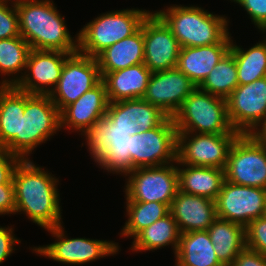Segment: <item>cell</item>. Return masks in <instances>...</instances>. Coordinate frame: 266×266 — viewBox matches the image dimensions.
<instances>
[{"label": "cell", "instance_id": "f1b7e54d", "mask_svg": "<svg viewBox=\"0 0 266 266\" xmlns=\"http://www.w3.org/2000/svg\"><path fill=\"white\" fill-rule=\"evenodd\" d=\"M31 48L28 42L22 37L1 39L0 40V73L1 75H12L0 82V86H15L24 76L21 71L26 69L27 58ZM18 73V75H17ZM21 73V77L19 75ZM14 74V76H13ZM15 74L19 77H15Z\"/></svg>", "mask_w": 266, "mask_h": 266}, {"label": "cell", "instance_id": "5bb4252c", "mask_svg": "<svg viewBox=\"0 0 266 266\" xmlns=\"http://www.w3.org/2000/svg\"><path fill=\"white\" fill-rule=\"evenodd\" d=\"M215 203L218 218L246 227L252 220L266 215V189L224 180Z\"/></svg>", "mask_w": 266, "mask_h": 266}, {"label": "cell", "instance_id": "44dd1931", "mask_svg": "<svg viewBox=\"0 0 266 266\" xmlns=\"http://www.w3.org/2000/svg\"><path fill=\"white\" fill-rule=\"evenodd\" d=\"M231 44L232 42H219L207 46L183 47L176 67L198 87L230 51Z\"/></svg>", "mask_w": 266, "mask_h": 266}, {"label": "cell", "instance_id": "ab89813d", "mask_svg": "<svg viewBox=\"0 0 266 266\" xmlns=\"http://www.w3.org/2000/svg\"><path fill=\"white\" fill-rule=\"evenodd\" d=\"M15 243L21 242L14 237L13 228L0 226V264L13 253Z\"/></svg>", "mask_w": 266, "mask_h": 266}, {"label": "cell", "instance_id": "6da1fadb", "mask_svg": "<svg viewBox=\"0 0 266 266\" xmlns=\"http://www.w3.org/2000/svg\"><path fill=\"white\" fill-rule=\"evenodd\" d=\"M12 182L15 194V214L23 212L28 219L44 229L61 225L59 180L36 166L30 159L16 166Z\"/></svg>", "mask_w": 266, "mask_h": 266}, {"label": "cell", "instance_id": "d4e9b609", "mask_svg": "<svg viewBox=\"0 0 266 266\" xmlns=\"http://www.w3.org/2000/svg\"><path fill=\"white\" fill-rule=\"evenodd\" d=\"M207 232L223 266H231L246 247L245 227L240 224L217 217Z\"/></svg>", "mask_w": 266, "mask_h": 266}, {"label": "cell", "instance_id": "8fae6325", "mask_svg": "<svg viewBox=\"0 0 266 266\" xmlns=\"http://www.w3.org/2000/svg\"><path fill=\"white\" fill-rule=\"evenodd\" d=\"M226 102L234 130L239 134H254L266 121V77L238 85Z\"/></svg>", "mask_w": 266, "mask_h": 266}, {"label": "cell", "instance_id": "484cf974", "mask_svg": "<svg viewBox=\"0 0 266 266\" xmlns=\"http://www.w3.org/2000/svg\"><path fill=\"white\" fill-rule=\"evenodd\" d=\"M175 266H223L206 231L180 233Z\"/></svg>", "mask_w": 266, "mask_h": 266}, {"label": "cell", "instance_id": "cb8c5ba5", "mask_svg": "<svg viewBox=\"0 0 266 266\" xmlns=\"http://www.w3.org/2000/svg\"><path fill=\"white\" fill-rule=\"evenodd\" d=\"M178 165H180L177 166L179 191L216 200L225 180L224 169ZM181 166L183 167L180 168Z\"/></svg>", "mask_w": 266, "mask_h": 266}, {"label": "cell", "instance_id": "52a82bcc", "mask_svg": "<svg viewBox=\"0 0 266 266\" xmlns=\"http://www.w3.org/2000/svg\"><path fill=\"white\" fill-rule=\"evenodd\" d=\"M225 180L266 189V145L254 134H240L231 145Z\"/></svg>", "mask_w": 266, "mask_h": 266}, {"label": "cell", "instance_id": "e0dca14e", "mask_svg": "<svg viewBox=\"0 0 266 266\" xmlns=\"http://www.w3.org/2000/svg\"><path fill=\"white\" fill-rule=\"evenodd\" d=\"M196 87L177 67L152 72L143 99L173 117Z\"/></svg>", "mask_w": 266, "mask_h": 266}, {"label": "cell", "instance_id": "2e32d148", "mask_svg": "<svg viewBox=\"0 0 266 266\" xmlns=\"http://www.w3.org/2000/svg\"><path fill=\"white\" fill-rule=\"evenodd\" d=\"M73 53L31 49L24 75L15 87L29 94L50 95L57 86L65 60ZM50 86L52 88H50Z\"/></svg>", "mask_w": 266, "mask_h": 266}, {"label": "cell", "instance_id": "d590c367", "mask_svg": "<svg viewBox=\"0 0 266 266\" xmlns=\"http://www.w3.org/2000/svg\"><path fill=\"white\" fill-rule=\"evenodd\" d=\"M246 247L266 257V215L252 220L245 227Z\"/></svg>", "mask_w": 266, "mask_h": 266}, {"label": "cell", "instance_id": "836d02e7", "mask_svg": "<svg viewBox=\"0 0 266 266\" xmlns=\"http://www.w3.org/2000/svg\"><path fill=\"white\" fill-rule=\"evenodd\" d=\"M95 162L110 173L126 177L132 171L130 138L111 140L108 149Z\"/></svg>", "mask_w": 266, "mask_h": 266}, {"label": "cell", "instance_id": "60d3db41", "mask_svg": "<svg viewBox=\"0 0 266 266\" xmlns=\"http://www.w3.org/2000/svg\"><path fill=\"white\" fill-rule=\"evenodd\" d=\"M15 214V194L13 184H0V215Z\"/></svg>", "mask_w": 266, "mask_h": 266}, {"label": "cell", "instance_id": "f546056e", "mask_svg": "<svg viewBox=\"0 0 266 266\" xmlns=\"http://www.w3.org/2000/svg\"><path fill=\"white\" fill-rule=\"evenodd\" d=\"M230 52L237 66L238 85L266 77V38L247 51L234 44L232 40Z\"/></svg>", "mask_w": 266, "mask_h": 266}, {"label": "cell", "instance_id": "b9f144b4", "mask_svg": "<svg viewBox=\"0 0 266 266\" xmlns=\"http://www.w3.org/2000/svg\"><path fill=\"white\" fill-rule=\"evenodd\" d=\"M254 135L266 145V121L263 125L254 133Z\"/></svg>", "mask_w": 266, "mask_h": 266}, {"label": "cell", "instance_id": "83f0119b", "mask_svg": "<svg viewBox=\"0 0 266 266\" xmlns=\"http://www.w3.org/2000/svg\"><path fill=\"white\" fill-rule=\"evenodd\" d=\"M180 232L173 216L169 213L140 231L131 245L133 251H153L171 245L176 254L179 246Z\"/></svg>", "mask_w": 266, "mask_h": 266}, {"label": "cell", "instance_id": "603a6c76", "mask_svg": "<svg viewBox=\"0 0 266 266\" xmlns=\"http://www.w3.org/2000/svg\"><path fill=\"white\" fill-rule=\"evenodd\" d=\"M95 58L101 77L109 72L144 63L143 22L134 34L107 47Z\"/></svg>", "mask_w": 266, "mask_h": 266}, {"label": "cell", "instance_id": "d6986e66", "mask_svg": "<svg viewBox=\"0 0 266 266\" xmlns=\"http://www.w3.org/2000/svg\"><path fill=\"white\" fill-rule=\"evenodd\" d=\"M108 105L106 86L101 81L60 112L61 128L64 126L69 131H80L83 135L99 119L105 117Z\"/></svg>", "mask_w": 266, "mask_h": 266}, {"label": "cell", "instance_id": "d6a6232c", "mask_svg": "<svg viewBox=\"0 0 266 266\" xmlns=\"http://www.w3.org/2000/svg\"><path fill=\"white\" fill-rule=\"evenodd\" d=\"M138 132L139 130L116 129L105 118H102L83 136L86 137L91 157L96 161L108 149L111 140L128 139Z\"/></svg>", "mask_w": 266, "mask_h": 266}, {"label": "cell", "instance_id": "7a4b0ae2", "mask_svg": "<svg viewBox=\"0 0 266 266\" xmlns=\"http://www.w3.org/2000/svg\"><path fill=\"white\" fill-rule=\"evenodd\" d=\"M15 4L20 36L31 49L78 52V36L71 37L52 0H15Z\"/></svg>", "mask_w": 266, "mask_h": 266}, {"label": "cell", "instance_id": "f35d334b", "mask_svg": "<svg viewBox=\"0 0 266 266\" xmlns=\"http://www.w3.org/2000/svg\"><path fill=\"white\" fill-rule=\"evenodd\" d=\"M231 266H266V257L245 247L237 255Z\"/></svg>", "mask_w": 266, "mask_h": 266}, {"label": "cell", "instance_id": "5b68a950", "mask_svg": "<svg viewBox=\"0 0 266 266\" xmlns=\"http://www.w3.org/2000/svg\"><path fill=\"white\" fill-rule=\"evenodd\" d=\"M177 132L196 134L238 133L232 127L226 99L196 87L172 117Z\"/></svg>", "mask_w": 266, "mask_h": 266}, {"label": "cell", "instance_id": "8d00e7d4", "mask_svg": "<svg viewBox=\"0 0 266 266\" xmlns=\"http://www.w3.org/2000/svg\"><path fill=\"white\" fill-rule=\"evenodd\" d=\"M240 4L249 14L251 21L262 32L266 31V0H231Z\"/></svg>", "mask_w": 266, "mask_h": 266}, {"label": "cell", "instance_id": "1f68e13d", "mask_svg": "<svg viewBox=\"0 0 266 266\" xmlns=\"http://www.w3.org/2000/svg\"><path fill=\"white\" fill-rule=\"evenodd\" d=\"M237 86V66L233 54L229 51L198 87L226 99Z\"/></svg>", "mask_w": 266, "mask_h": 266}, {"label": "cell", "instance_id": "ac0fdd59", "mask_svg": "<svg viewBox=\"0 0 266 266\" xmlns=\"http://www.w3.org/2000/svg\"><path fill=\"white\" fill-rule=\"evenodd\" d=\"M168 115L143 98L109 103L105 119L116 129L144 132L159 126Z\"/></svg>", "mask_w": 266, "mask_h": 266}, {"label": "cell", "instance_id": "8992f818", "mask_svg": "<svg viewBox=\"0 0 266 266\" xmlns=\"http://www.w3.org/2000/svg\"><path fill=\"white\" fill-rule=\"evenodd\" d=\"M149 13L133 8L100 14L77 34L78 52L95 58L107 47L134 34Z\"/></svg>", "mask_w": 266, "mask_h": 266}, {"label": "cell", "instance_id": "e575fe53", "mask_svg": "<svg viewBox=\"0 0 266 266\" xmlns=\"http://www.w3.org/2000/svg\"><path fill=\"white\" fill-rule=\"evenodd\" d=\"M7 3L12 4V8ZM17 36H20V32L15 0H0V40Z\"/></svg>", "mask_w": 266, "mask_h": 266}, {"label": "cell", "instance_id": "74e56055", "mask_svg": "<svg viewBox=\"0 0 266 266\" xmlns=\"http://www.w3.org/2000/svg\"><path fill=\"white\" fill-rule=\"evenodd\" d=\"M21 160L20 157L0 146V184H13V173Z\"/></svg>", "mask_w": 266, "mask_h": 266}, {"label": "cell", "instance_id": "3957f363", "mask_svg": "<svg viewBox=\"0 0 266 266\" xmlns=\"http://www.w3.org/2000/svg\"><path fill=\"white\" fill-rule=\"evenodd\" d=\"M155 13L171 29L181 48L232 42L225 16L193 5H173Z\"/></svg>", "mask_w": 266, "mask_h": 266}, {"label": "cell", "instance_id": "9a60e30c", "mask_svg": "<svg viewBox=\"0 0 266 266\" xmlns=\"http://www.w3.org/2000/svg\"><path fill=\"white\" fill-rule=\"evenodd\" d=\"M143 39L144 64L151 72L176 68L181 46L155 12L143 20Z\"/></svg>", "mask_w": 266, "mask_h": 266}, {"label": "cell", "instance_id": "30bf717a", "mask_svg": "<svg viewBox=\"0 0 266 266\" xmlns=\"http://www.w3.org/2000/svg\"><path fill=\"white\" fill-rule=\"evenodd\" d=\"M135 168L126 176V201L160 202L169 207L179 191L177 166Z\"/></svg>", "mask_w": 266, "mask_h": 266}, {"label": "cell", "instance_id": "277c9868", "mask_svg": "<svg viewBox=\"0 0 266 266\" xmlns=\"http://www.w3.org/2000/svg\"><path fill=\"white\" fill-rule=\"evenodd\" d=\"M60 129V111L50 95L25 92V110L21 113L20 135L5 148L22 160H28L34 148L45 143Z\"/></svg>", "mask_w": 266, "mask_h": 266}, {"label": "cell", "instance_id": "7c38bea8", "mask_svg": "<svg viewBox=\"0 0 266 266\" xmlns=\"http://www.w3.org/2000/svg\"><path fill=\"white\" fill-rule=\"evenodd\" d=\"M63 225L46 229L57 240L50 245L33 247V251L56 262L64 264H86L100 257L117 254L118 243L106 240H94L87 238H67Z\"/></svg>", "mask_w": 266, "mask_h": 266}, {"label": "cell", "instance_id": "7402d4cb", "mask_svg": "<svg viewBox=\"0 0 266 266\" xmlns=\"http://www.w3.org/2000/svg\"><path fill=\"white\" fill-rule=\"evenodd\" d=\"M151 75L144 63L106 73L102 81L109 103L143 98Z\"/></svg>", "mask_w": 266, "mask_h": 266}, {"label": "cell", "instance_id": "4fadbf2b", "mask_svg": "<svg viewBox=\"0 0 266 266\" xmlns=\"http://www.w3.org/2000/svg\"><path fill=\"white\" fill-rule=\"evenodd\" d=\"M101 81L96 58L73 53L65 60L59 82L50 93L51 100L61 112Z\"/></svg>", "mask_w": 266, "mask_h": 266}, {"label": "cell", "instance_id": "4316f807", "mask_svg": "<svg viewBox=\"0 0 266 266\" xmlns=\"http://www.w3.org/2000/svg\"><path fill=\"white\" fill-rule=\"evenodd\" d=\"M25 110V92L15 86H0V146L6 147L20 135L21 113Z\"/></svg>", "mask_w": 266, "mask_h": 266}, {"label": "cell", "instance_id": "4dcf8cb0", "mask_svg": "<svg viewBox=\"0 0 266 266\" xmlns=\"http://www.w3.org/2000/svg\"><path fill=\"white\" fill-rule=\"evenodd\" d=\"M126 221L121 235L135 237L140 231L170 213L167 204L160 202L126 201Z\"/></svg>", "mask_w": 266, "mask_h": 266}, {"label": "cell", "instance_id": "9c48e42d", "mask_svg": "<svg viewBox=\"0 0 266 266\" xmlns=\"http://www.w3.org/2000/svg\"><path fill=\"white\" fill-rule=\"evenodd\" d=\"M177 129L172 117L159 126L130 137L132 171L140 167H158L176 162Z\"/></svg>", "mask_w": 266, "mask_h": 266}, {"label": "cell", "instance_id": "ba28073f", "mask_svg": "<svg viewBox=\"0 0 266 266\" xmlns=\"http://www.w3.org/2000/svg\"><path fill=\"white\" fill-rule=\"evenodd\" d=\"M239 135L177 132L175 164L225 169L231 145Z\"/></svg>", "mask_w": 266, "mask_h": 266}, {"label": "cell", "instance_id": "ffe728a7", "mask_svg": "<svg viewBox=\"0 0 266 266\" xmlns=\"http://www.w3.org/2000/svg\"><path fill=\"white\" fill-rule=\"evenodd\" d=\"M169 208L180 233L206 231L217 218L214 200L182 191H178Z\"/></svg>", "mask_w": 266, "mask_h": 266}]
</instances>
